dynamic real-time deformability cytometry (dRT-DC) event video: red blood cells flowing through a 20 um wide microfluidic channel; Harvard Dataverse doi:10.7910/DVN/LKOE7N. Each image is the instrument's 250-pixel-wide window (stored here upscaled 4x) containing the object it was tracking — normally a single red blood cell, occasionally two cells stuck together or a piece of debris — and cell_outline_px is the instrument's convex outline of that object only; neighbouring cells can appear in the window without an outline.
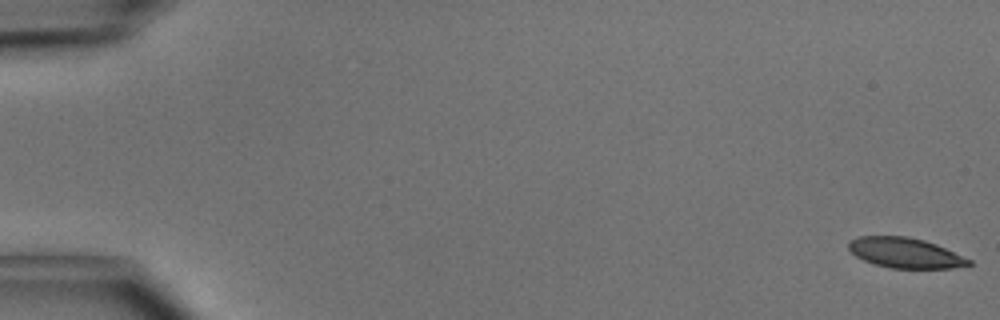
{"species": "common noctule bat (a hibernating species)", "species_latin": "Nyctalus noctula", "temperature_condition": "cold", "stored_images_in_passage": 50, "camera_frame_rate_fps": 3000, "um_per_image_px": 0.085, "animal": {"sex": "male", "body_mass_g": 15.6}, "frame": {"image": 1, "passage_image": 1, "time_ms": 0.0, "image_size_px": [1000, 320], "cell_outline_px": [[972, 264], [952, 268], [888, 268], [864, 260], [856, 256], [848, 248], [848, 240], [856, 236], [908, 236], [924, 240], [936, 244], [972, 260]], "centroid_in_image_um": [76.92, 21.48], "position_along_channel_um": 8.1, "area_um2": 21.15}}
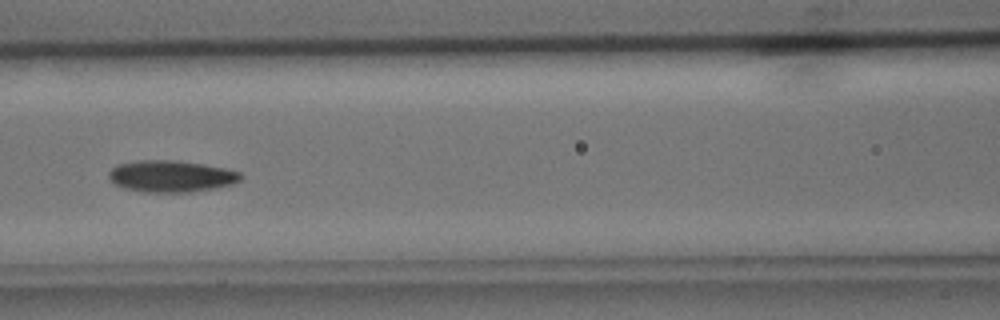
{"frame": {"image": 2, "passage_image": 23, "time_ms": 7.333, "image_size_px": [1000, 320], "cell_outline_px": [[244, 176], [240, 180], [232, 184], [216, 188], [188, 192], [140, 192], [124, 188], [116, 184], [108, 176], [108, 172], [112, 168], [120, 164], [140, 160], [176, 160], [224, 168], [240, 172]], "centroid_in_image_um": [14.56, 14.99], "position_along_channel_um": 152.0, "area_um2": 24.22}}
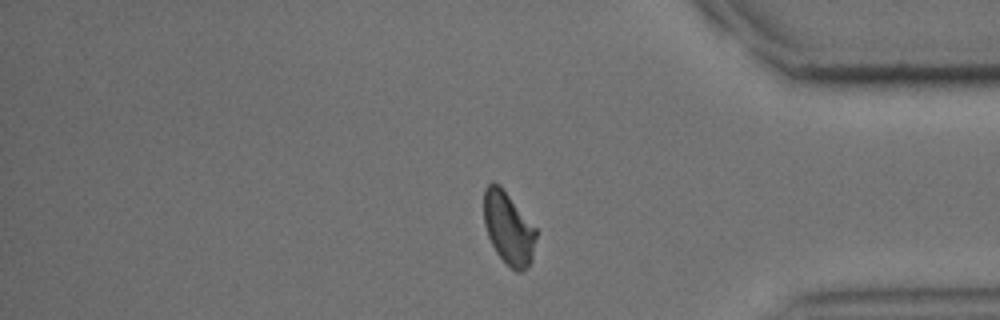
{"frame": {"image": 3, "passage_image": 42, "time_ms": 13.667, "image_size_px": [1000, 320], "cell_outline_px": [[536, 236], [532, 260], [528, 268], [520, 272], [516, 272], [496, 252], [488, 236], [484, 224], [484, 188], [492, 180], [500, 184], [536, 228]], "centroid_in_image_um": [43.21, 19.37], "position_along_channel_um": 392.0, "area_um2": 22.14}, "authors_computed_cell_mechanics": {"area_um2": 23.0044, "velocity_mm_per_s": 4.0736, "shape_relaxation_time_tau1_ms": 4.2368, "shape_relaxation_time_tau2_ms": 3.1123, "deformation_change_tau1": 0.1383, "deformation_change_tau2": 0.0733}}